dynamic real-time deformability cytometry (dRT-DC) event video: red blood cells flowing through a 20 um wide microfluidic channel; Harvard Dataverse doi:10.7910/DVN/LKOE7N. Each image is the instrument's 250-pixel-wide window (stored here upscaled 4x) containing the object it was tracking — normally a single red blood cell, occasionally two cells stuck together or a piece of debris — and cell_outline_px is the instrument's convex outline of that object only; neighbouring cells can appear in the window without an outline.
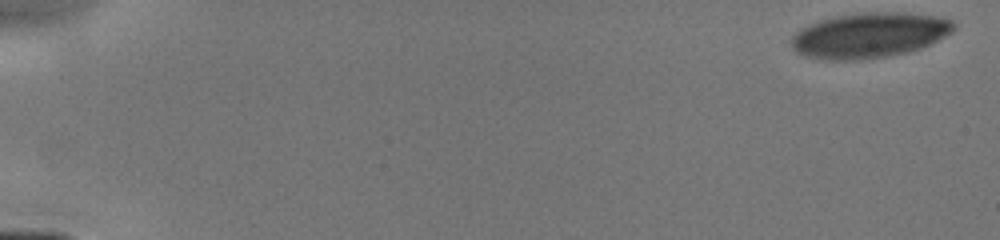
{"species": "human", "species_latin": "Homo sapiens", "temperature_condition": "cold", "stored_images_in_passage": 8, "camera_frame_rate_fps": 3000, "um_per_image_px": 0.085, "donor": {"sex": "male"}, "frame": {"image": 1, "passage_image": 1, "time_ms": 0.0, "image_size_px": [1000, 240], "cell_outline_px": [[956, 28], [952, 32], [920, 48], [908, 52], [888, 56], [860, 60], [824, 60], [808, 56], [796, 52], [792, 48], [792, 36], [796, 32], [808, 24], [820, 20], [836, 16], [860, 12], [904, 12], [936, 16], [952, 20], [956, 24]], "centroid_in_image_um": [73.9, 2.99], "position_along_channel_um": 11.1, "area_um2": 42.83}}
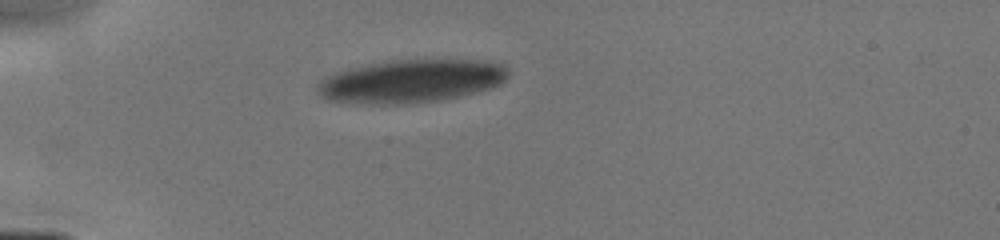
{"frame": {"image": 2, "passage_image": 6, "time_ms": 4.333, "image_size_px": [1000, 240], "cell_outline_px": [[508, 76], [500, 84], [488, 88], [460, 96], [440, 100], [408, 104], [372, 104], [328, 100], [320, 96], [316, 92], [316, 84], [324, 76], [336, 72], [384, 60], [488, 60], [500, 64], [508, 68]], "centroid_in_image_um": [34.9, 6.89], "position_along_channel_um": 50.1, "area_um2": 48.09}}